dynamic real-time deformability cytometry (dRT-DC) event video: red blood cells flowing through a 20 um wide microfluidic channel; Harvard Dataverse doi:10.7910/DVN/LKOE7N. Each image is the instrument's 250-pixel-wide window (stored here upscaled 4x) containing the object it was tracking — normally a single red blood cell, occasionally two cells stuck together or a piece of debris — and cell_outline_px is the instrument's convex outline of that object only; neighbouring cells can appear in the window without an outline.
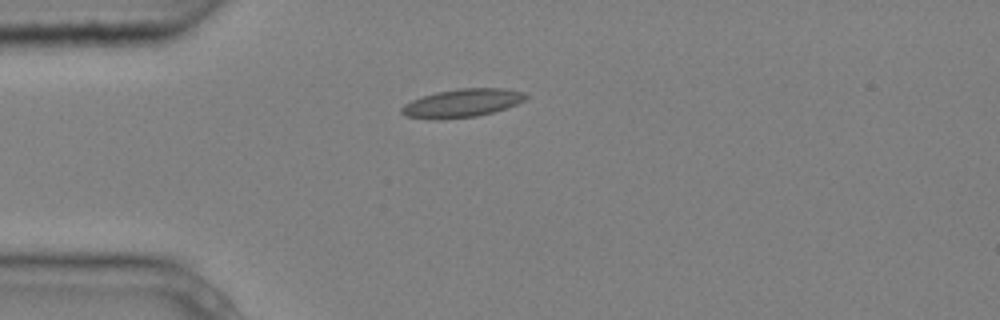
{"species": "common noctule bat (a hibernating species)", "species_latin": "Nyctalus noctula", "temperature_condition": "cold", "stored_images_in_passage": 3, "camera_frame_rate_fps": 3000, "um_per_image_px": 0.085, "animal": {"sex": "male", "body_mass_g": 20.4}, "frame": {"image": 1, "passage_image": 1, "time_ms": 0.0, "image_size_px": [1000, 320], "cell_outline_px": [[528, 96], [524, 100], [508, 108], [476, 116], [440, 120], [428, 120], [404, 116], [400, 112], [400, 108], [404, 104], [412, 100], [436, 92], [460, 88], [504, 88], [524, 92]], "centroid_in_image_um": [39.24, 8.78], "position_along_channel_um": 45.8, "area_um2": 20.69}}
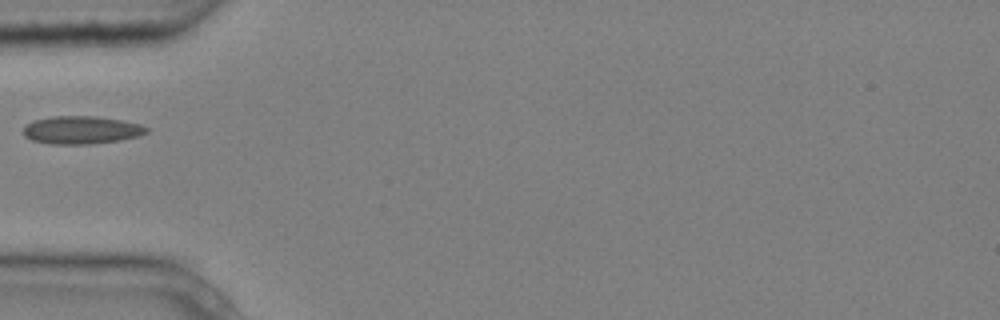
{"frame": {"image": 2, "passage_image": 2, "time_ms": 0.333, "image_size_px": [1000, 320], "cell_outline_px": [[148, 132], [140, 136], [120, 140], [92, 144], [48, 144], [32, 140], [24, 136], [20, 132], [24, 124], [32, 120], [52, 116], [96, 116], [124, 120], [140, 124], [148, 128]], "centroid_in_image_um": [6.87, 11.05], "position_along_channel_um": 78.1, "area_um2": 20.52}}
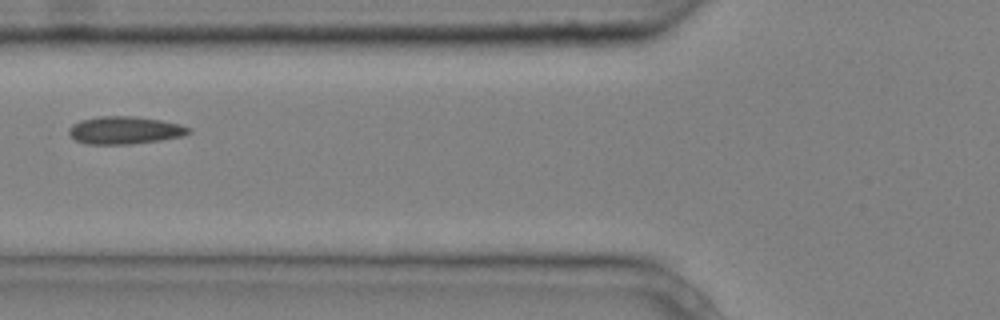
{"frame": {"image": 3, "passage_image": 3, "time_ms": 0.667, "image_size_px": [1000, 320], "cell_outline_px": [[192, 132], [184, 136], [160, 140], [132, 144], [84, 144], [76, 140], [68, 132], [68, 128], [72, 124], [80, 120], [100, 116], [136, 116], [160, 120], [180, 124], [192, 128]], "centroid_in_image_um": [10.62, 11.07], "position_along_channel_um": 115.2, "area_um2": 19.48}}